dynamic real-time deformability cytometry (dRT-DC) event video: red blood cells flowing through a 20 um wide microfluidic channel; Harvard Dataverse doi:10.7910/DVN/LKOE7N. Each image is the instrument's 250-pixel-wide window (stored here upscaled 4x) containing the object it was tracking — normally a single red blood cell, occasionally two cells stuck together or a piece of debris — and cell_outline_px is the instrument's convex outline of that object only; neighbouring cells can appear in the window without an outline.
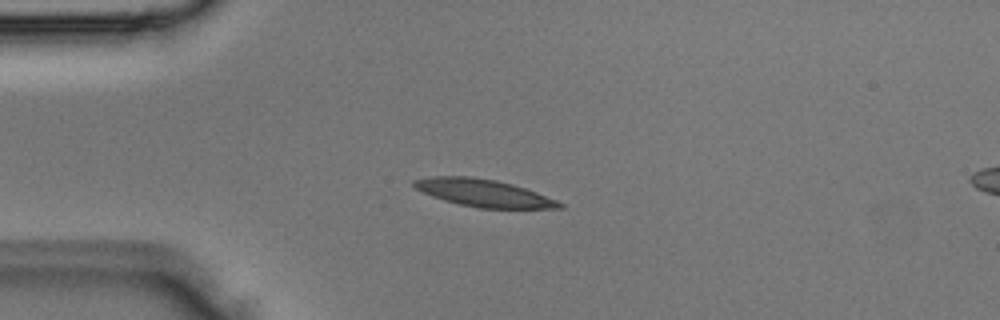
{"species": "Egyptian fruit bat (a non-hibernating species)", "species_latin": "Rousettus aegyptiacus", "temperature_condition": "room temperature", "stored_images_in_passage": 3, "camera_frame_rate_fps": 3000, "um_per_image_px": 0.085, "animal": {"sex": "male"}, "frame": {"image": 1, "passage_image": 2, "time_ms": 0.333, "image_size_px": [1000, 320], "cell_outline_px": [[564, 208], [480, 208], [460, 204], [444, 200], [432, 196], [416, 188], [412, 184], [412, 180], [432, 176], [472, 176], [496, 180], [512, 184], [536, 192], [556, 200], [564, 204]], "centroid_in_image_um": [41.09, 16.39], "position_along_channel_um": 43.9, "area_um2": 23.0}}